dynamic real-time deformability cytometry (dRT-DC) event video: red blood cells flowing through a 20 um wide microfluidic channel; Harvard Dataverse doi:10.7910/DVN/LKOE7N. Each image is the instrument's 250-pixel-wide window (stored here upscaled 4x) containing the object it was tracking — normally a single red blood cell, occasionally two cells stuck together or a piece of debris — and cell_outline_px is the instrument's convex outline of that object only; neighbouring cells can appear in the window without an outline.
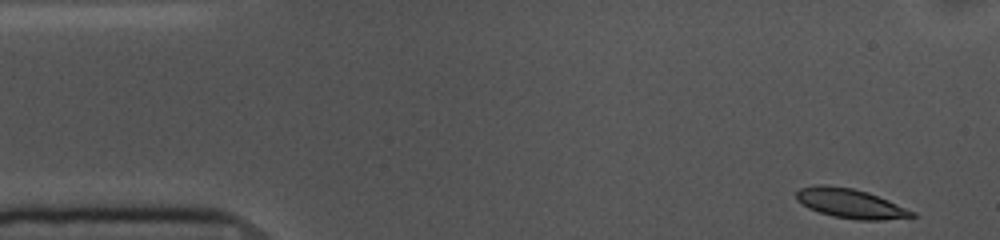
{"species": "common noctule bat (a hibernating species)", "species_latin": "Nyctalus noctula", "temperature_condition": "cold", "stored_images_in_passage": 52, "camera_frame_rate_fps": 3000, "um_per_image_px": 0.085, "animal": {"sex": "female", "body_mass_g": 10.0, "forearm_length_mm": 53.1}, "frame": {"image": 1, "passage_image": 1, "time_ms": 0.0, "image_size_px": [1000, 240], "cell_outline_px": [[916, 216], [880, 220], [860, 220], [832, 216], [808, 208], [796, 200], [796, 192], [800, 188], [816, 184], [824, 184], [852, 188], [868, 192], [888, 200], [916, 212]], "centroid_in_image_um": [72.26, 17.28], "position_along_channel_um": 12.7, "area_um2": 19.83}}
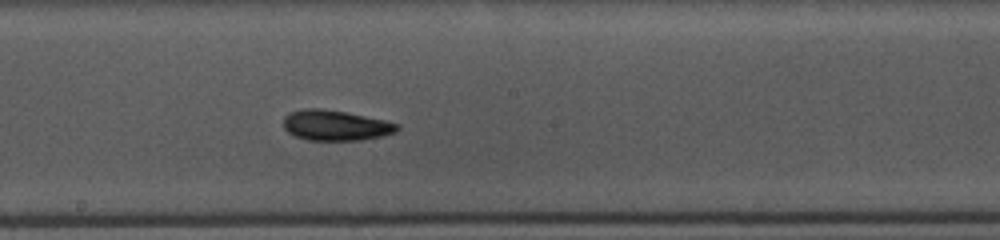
{"frame": {"image": 2, "passage_image": 26, "time_ms": 8.333, "image_size_px": [1000, 240], "cell_outline_px": [[400, 128], [396, 132], [380, 136], [360, 140], [308, 140], [296, 136], [288, 132], [284, 128], [284, 116], [288, 112], [308, 108], [320, 108], [344, 112], [384, 120], [400, 124]], "centroid_in_image_um": [28.51, 10.65], "position_along_channel_um": 219.7, "area_um2": 20.0}}
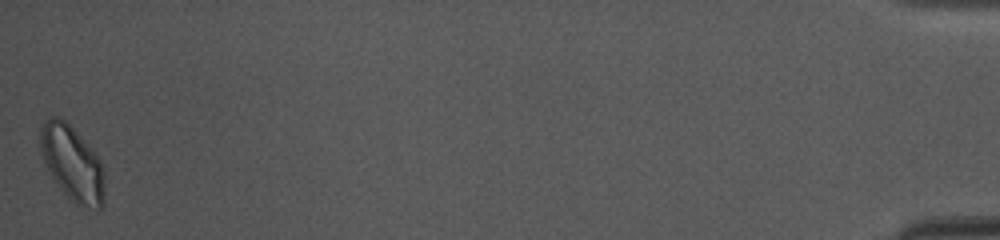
{"frame": {"image": 3, "passage_image": 52, "time_ms": 17.0, "image_size_px": [1000, 240], "cell_outline_px": [[104, 204], [100, 208], [80, 208], [56, 184], [44, 160], [40, 148], [40, 128], [48, 116], [56, 116], [64, 120], [80, 136], [100, 160], [104, 172]], "centroid_in_image_um": [6.15, 13.9], "position_along_channel_um": 429.1, "area_um2": 27.8}, "authors_computed_cell_mechanics": {"area_um2": 19.7965, "velocity_mm_per_s": 3.5842, "shape_relaxation_time_tau1_ms": 2.4315, "shape_relaxation_time_tau2_ms": 2.1579, "deformation_change_tau1": 0.1013, "deformation_change_tau2": 0.0733}}